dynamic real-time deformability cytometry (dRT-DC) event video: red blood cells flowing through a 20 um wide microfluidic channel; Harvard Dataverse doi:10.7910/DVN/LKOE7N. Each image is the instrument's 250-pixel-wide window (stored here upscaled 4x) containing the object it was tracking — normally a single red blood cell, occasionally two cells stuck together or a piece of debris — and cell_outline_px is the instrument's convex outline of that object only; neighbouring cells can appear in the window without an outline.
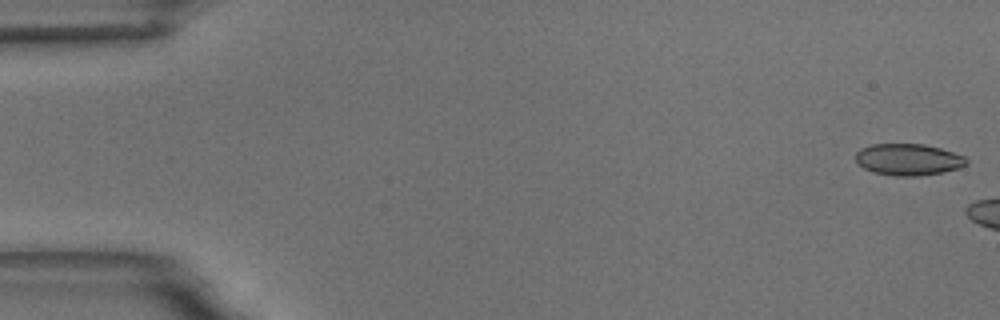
{"species": "common noctule bat (a hibernating species)", "species_latin": "Nyctalus noctula", "temperature_condition": "room temperature", "stored_images_in_passage": 3, "camera_frame_rate_fps": 3000, "um_per_image_px": 0.085, "animal": {"sex": "male", "body_mass_g": 18.8}, "frame": {"image": 1, "passage_image": 1, "time_ms": 0.0, "image_size_px": [1000, 320], "cell_outline_px": [[968, 164], [960, 168], [944, 172], [916, 176], [896, 176], [872, 172], [864, 168], [856, 160], [856, 152], [860, 148], [872, 144], [924, 144], [940, 148], [964, 156], [968, 160]], "centroid_in_image_um": [77.22, 13.56], "position_along_channel_um": 7.8, "area_um2": 20.46}}